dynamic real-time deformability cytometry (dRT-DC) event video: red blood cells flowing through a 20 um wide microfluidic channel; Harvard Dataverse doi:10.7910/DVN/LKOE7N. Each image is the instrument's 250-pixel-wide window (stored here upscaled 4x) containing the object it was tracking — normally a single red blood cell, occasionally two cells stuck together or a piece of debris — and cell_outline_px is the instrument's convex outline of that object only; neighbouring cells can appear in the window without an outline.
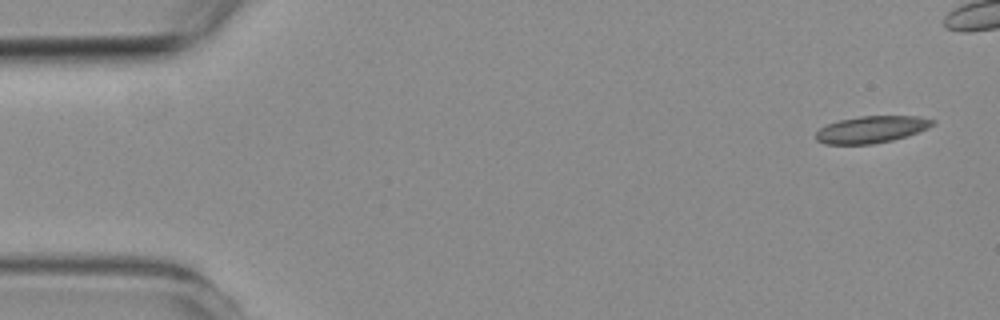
{"species": "common noctule bat (a hibernating species)", "species_latin": "Nyctalus noctula", "temperature_condition": "room temperature", "stored_images_in_passage": 5, "camera_frame_rate_fps": 3000, "um_per_image_px": 0.085, "animal": {"sex": "female", "body_mass_g": 19.3, "forearm_length_mm": 54.1}, "frame": {"image": 1, "passage_image": 1, "time_ms": 0.0, "image_size_px": [1000, 320], "cell_outline_px": [[936, 120], [928, 128], [892, 140], [872, 144], [824, 144], [816, 140], [816, 132], [820, 128], [828, 124], [840, 120], [860, 116], [920, 116]], "centroid_in_image_um": [74.05, 11.0], "position_along_channel_um": 10.9, "area_um2": 18.09}}
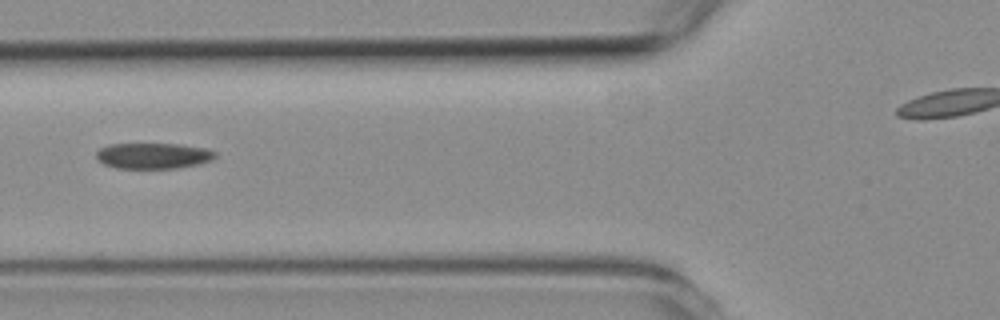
{"frame": {"image": 2, "passage_image": 5, "time_ms": 5.333, "image_size_px": [1000, 320], "cell_outline_px": [[216, 156], [212, 160], [200, 164], [176, 168], [116, 168], [104, 164], [96, 160], [96, 152], [100, 148], [108, 144], [176, 144], [204, 148], [216, 152]], "centroid_in_image_um": [13.0, 13.24], "position_along_channel_um": 112.8, "area_um2": 17.92}}